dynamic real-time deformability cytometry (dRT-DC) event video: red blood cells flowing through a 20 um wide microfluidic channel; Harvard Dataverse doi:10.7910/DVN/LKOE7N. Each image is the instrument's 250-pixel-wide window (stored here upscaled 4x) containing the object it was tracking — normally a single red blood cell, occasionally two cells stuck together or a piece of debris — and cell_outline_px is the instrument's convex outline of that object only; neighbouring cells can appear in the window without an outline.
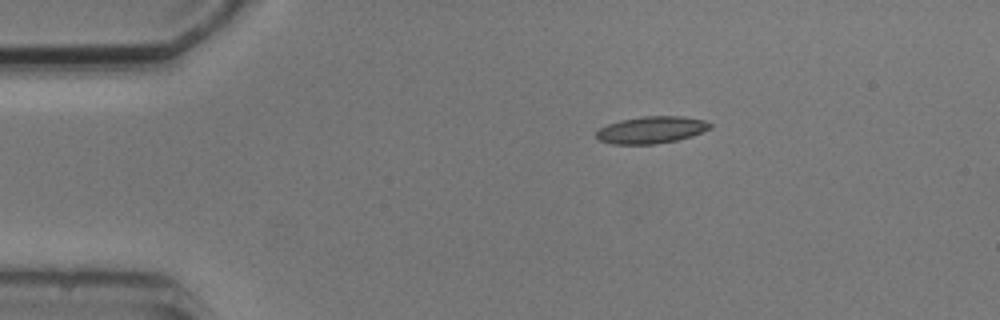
{"species": "common noctule bat (a hibernating species)", "species_latin": "Nyctalus noctula", "temperature_condition": "cold", "stored_images_in_passage": 3, "camera_frame_rate_fps": 3000, "um_per_image_px": 0.085, "animal": {"sex": "male", "body_mass_g": 20.5, "forearm_length_mm": 52.5}, "frame": {"image": 1, "passage_image": 1, "time_ms": 0.0, "image_size_px": [1000, 320], "cell_outline_px": [[712, 128], [692, 136], [676, 140], [656, 144], [612, 144], [596, 140], [596, 132], [600, 128], [608, 124], [620, 120], [644, 116], [684, 116], [704, 120], [712, 124]], "centroid_in_image_um": [55.36, 11.04], "position_along_channel_um": 29.6, "area_um2": 18.03}}
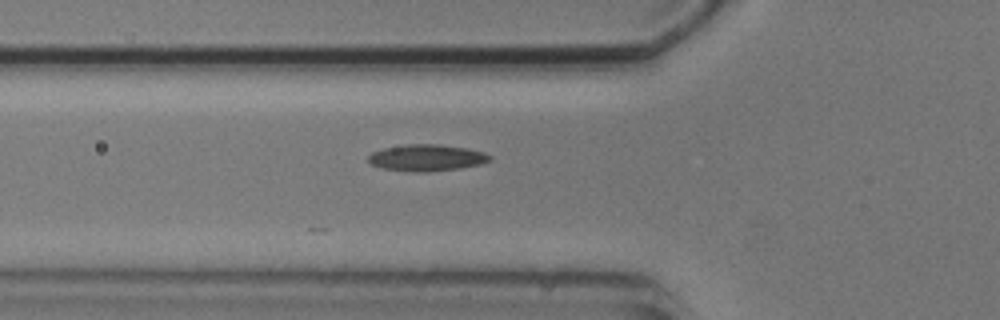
{"frame": {"image": 2, "passage_image": 3, "time_ms": 3.0, "image_size_px": [1000, 320], "cell_outline_px": [[492, 160], [480, 164], [460, 168], [424, 172], [416, 172], [380, 168], [372, 164], [368, 160], [368, 156], [372, 152], [384, 148], [404, 144], [440, 144], [468, 148], [484, 152], [492, 156]], "centroid_in_image_um": [36.28, 13.4], "position_along_channel_um": 89.5, "area_um2": 18.9}}